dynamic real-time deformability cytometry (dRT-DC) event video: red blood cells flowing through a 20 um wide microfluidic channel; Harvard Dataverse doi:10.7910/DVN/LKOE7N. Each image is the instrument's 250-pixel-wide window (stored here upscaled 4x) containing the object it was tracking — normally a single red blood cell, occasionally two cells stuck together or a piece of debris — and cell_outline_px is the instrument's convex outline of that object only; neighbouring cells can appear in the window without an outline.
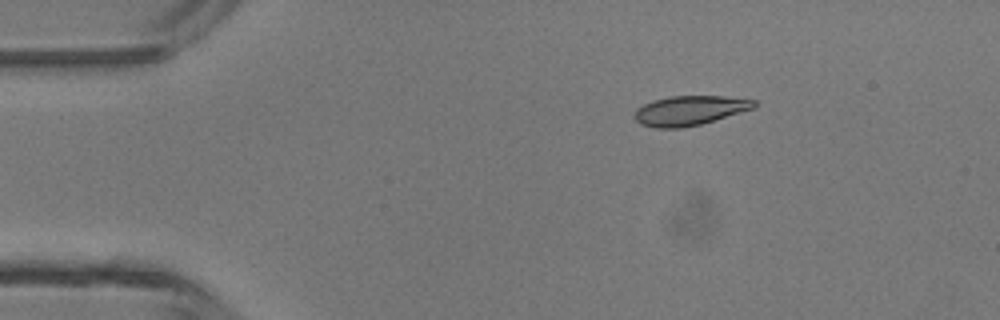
{"species": "common noctule bat (a hibernating species)", "species_latin": "Nyctalus noctula", "temperature_condition": "room temperature", "stored_images_in_passage": 21, "camera_frame_rate_fps": 3000, "um_per_image_px": 0.085, "animal": {"sex": "male", "body_mass_g": 13.3}, "frame": {"image": 1, "passage_image": 1, "time_ms": 0.0, "image_size_px": [1000, 320], "cell_outline_px": [[756, 108], [700, 124], [680, 128], [656, 128], [640, 124], [636, 120], [636, 108], [652, 100], [668, 96], [724, 96], [756, 100]], "centroid_in_image_um": [58.63, 9.38], "position_along_channel_um": 26.4, "area_um2": 20.58}}
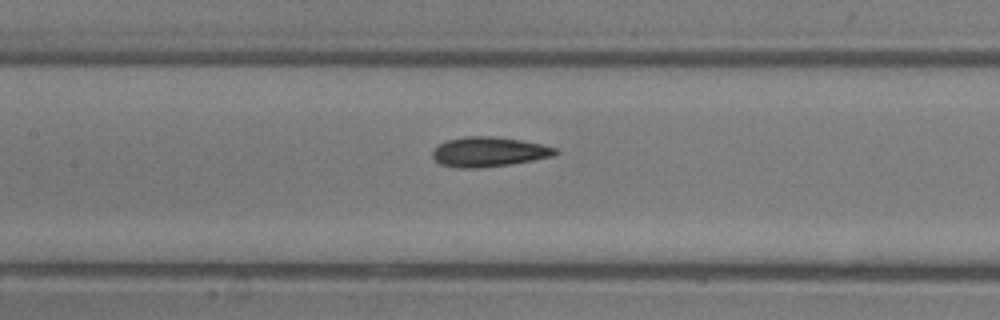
{"frame": {"image": 2, "passage_image": 15, "time_ms": 4.667, "image_size_px": [1000, 320], "cell_outline_px": [[560, 152], [556, 156], [512, 164], [476, 168], [460, 168], [440, 164], [432, 156], [432, 148], [448, 140], [464, 136], [496, 136], [544, 144], [556, 148]], "centroid_in_image_um": [41.59, 12.9], "position_along_channel_um": 165.8, "area_um2": 21.56}}
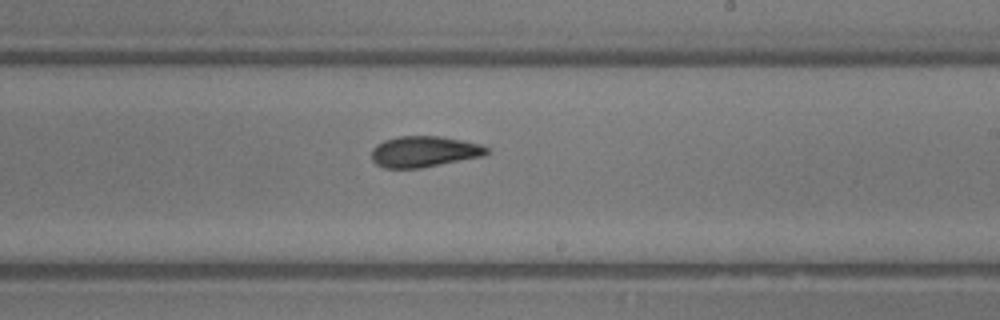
{"frame": {"image": 3, "passage_image": 21, "time_ms": 6.667, "image_size_px": [1000, 320], "cell_outline_px": [[488, 152], [484, 156], [420, 168], [384, 168], [376, 164], [372, 160], [372, 148], [376, 144], [384, 140], [400, 136], [440, 136], [480, 144], [488, 148]], "centroid_in_image_um": [36.02, 12.89], "position_along_channel_um": 253.0, "area_um2": 20.75}}